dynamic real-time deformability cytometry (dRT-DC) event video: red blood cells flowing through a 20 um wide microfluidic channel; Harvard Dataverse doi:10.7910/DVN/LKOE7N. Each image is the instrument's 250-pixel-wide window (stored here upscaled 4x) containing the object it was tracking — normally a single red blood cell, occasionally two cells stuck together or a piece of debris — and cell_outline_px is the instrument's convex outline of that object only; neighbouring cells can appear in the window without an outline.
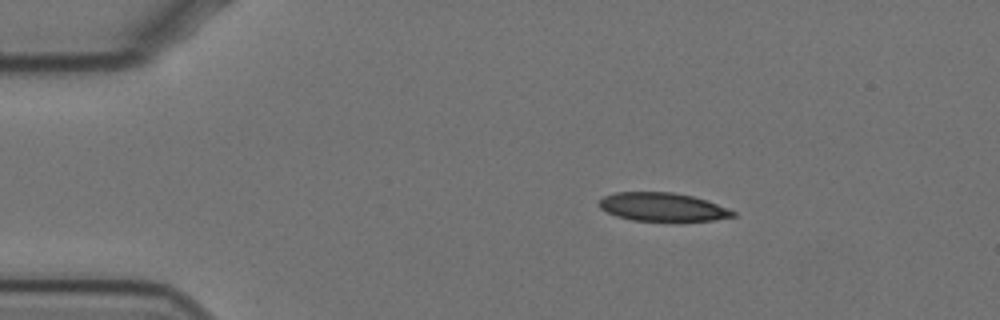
{"species": "Egyptian fruit bat (a non-hibernating species)", "species_latin": "Rousettus aegyptiacus", "temperature_condition": "cold", "stored_images_in_passage": 50, "camera_frame_rate_fps": 3000, "um_per_image_px": 0.085, "animal": {"sex": "female"}, "frame": {"image": 1, "passage_image": 1, "time_ms": 0.0, "image_size_px": [1000, 320], "cell_outline_px": [[736, 216], [712, 220], [632, 220], [616, 216], [600, 208], [600, 200], [604, 196], [616, 192], [672, 192], [692, 196], [708, 200], [736, 212]], "centroid_in_image_um": [56.32, 17.58], "position_along_channel_um": 28.7, "area_um2": 21.85}}
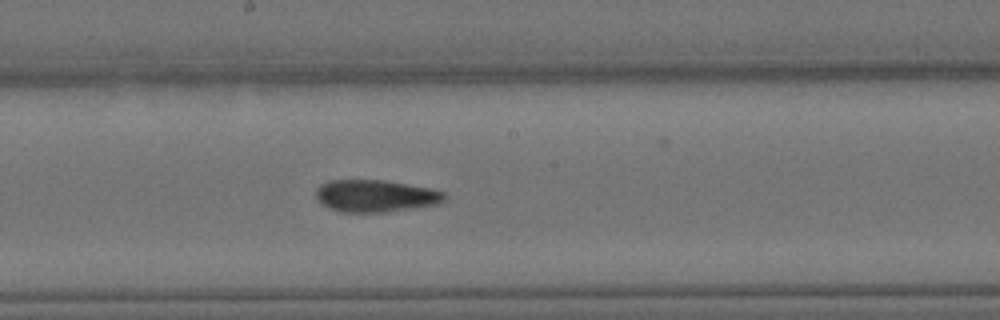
{"frame": {"image": 2, "passage_image": 22, "time_ms": 7.0, "image_size_px": [1000, 320], "cell_outline_px": [[448, 196], [440, 204], [384, 212], [340, 212], [328, 208], [316, 196], [316, 188], [320, 184], [328, 180], [384, 180], [432, 188], [444, 192]], "centroid_in_image_um": [31.95, 16.64], "position_along_channel_um": 216.3, "area_um2": 24.22}}
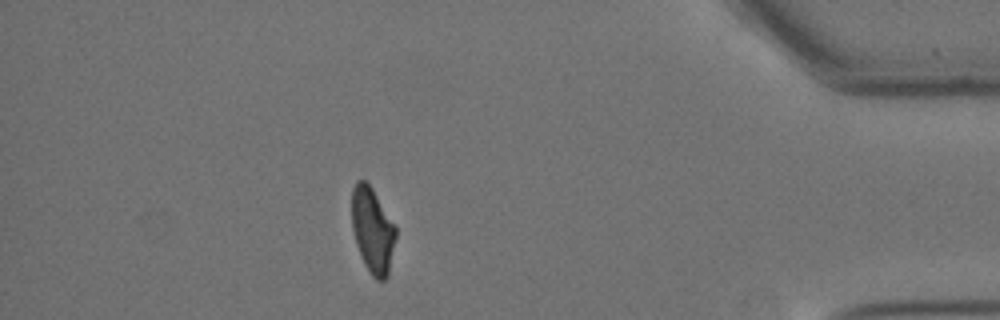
{"frame": {"image": 3, "passage_image": 42, "time_ms": 13.667, "image_size_px": [1000, 320], "cell_outline_px": [[396, 236], [388, 276], [384, 280], [376, 280], [372, 276], [364, 264], [356, 244], [352, 228], [352, 188], [356, 180], [364, 180], [372, 188], [396, 224]], "centroid_in_image_um": [31.67, 19.56], "position_along_channel_um": 403.5, "area_um2": 22.08}}